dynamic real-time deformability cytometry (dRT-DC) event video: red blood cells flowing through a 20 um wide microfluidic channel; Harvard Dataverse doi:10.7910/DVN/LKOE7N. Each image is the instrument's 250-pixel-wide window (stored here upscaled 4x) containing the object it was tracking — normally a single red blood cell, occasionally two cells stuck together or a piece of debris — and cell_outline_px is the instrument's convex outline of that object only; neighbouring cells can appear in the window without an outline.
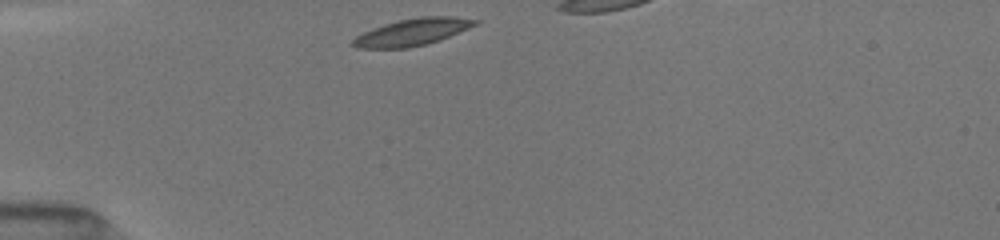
{"species": "common noctule bat (a hibernating species)", "species_latin": "Nyctalus noctula", "temperature_condition": "room temperature", "stored_images_in_passage": 24, "camera_frame_rate_fps": 3000, "um_per_image_px": 0.085, "animal": {"sex": "female", "body_mass_g": 19.5, "forearm_length_mm": 54.1}, "frame": {"image": 1, "passage_image": 1, "time_ms": 0.0, "image_size_px": [1000, 240], "cell_outline_px": [[480, 24], [440, 40], [408, 48], [356, 48], [352, 44], [352, 40], [356, 36], [372, 28], [384, 24], [400, 20], [420, 16], [452, 16], [480, 20]], "centroid_in_image_um": [35.1, 2.72], "position_along_channel_um": 49.9, "area_um2": 19.25}}
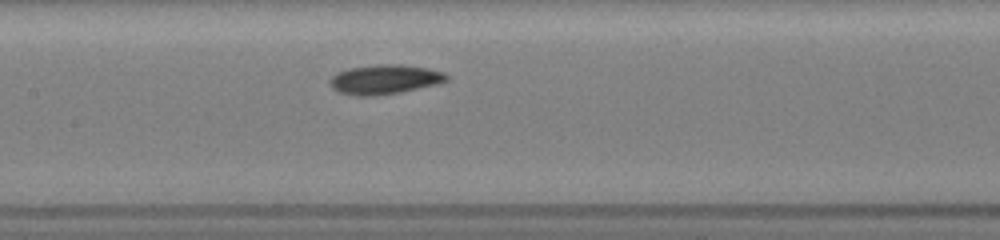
{"frame": {"image": 2, "passage_image": 13, "time_ms": 3.667, "image_size_px": [1000, 240], "cell_outline_px": [[448, 80], [436, 84], [400, 92], [376, 96], [356, 96], [336, 92], [328, 84], [328, 80], [332, 76], [348, 68], [380, 64], [400, 64], [428, 68], [444, 72], [448, 76]], "centroid_in_image_um": [32.66, 6.76], "position_along_channel_um": 174.7, "area_um2": 20.17}}
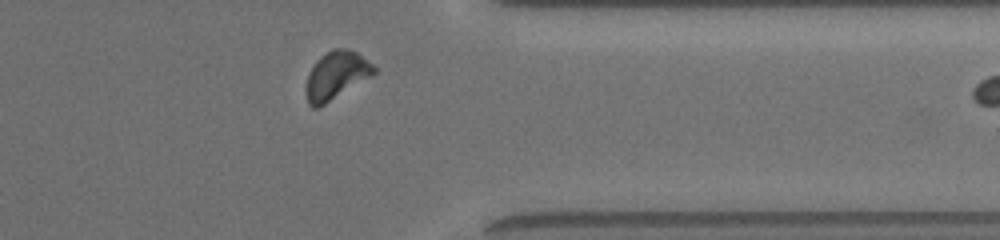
{"frame": {"image": 3, "passage_image": 23, "time_ms": 9.0, "image_size_px": [1000, 240], "cell_outline_px": [[376, 72], [372, 76], [320, 108], [312, 108], [308, 104], [308, 72], [316, 60], [320, 56], [332, 48], [348, 48], [356, 52], [372, 64], [376, 68]], "centroid_in_image_um": [28.59, 6.41], "position_along_channel_um": 382.8, "area_um2": 18.96}}